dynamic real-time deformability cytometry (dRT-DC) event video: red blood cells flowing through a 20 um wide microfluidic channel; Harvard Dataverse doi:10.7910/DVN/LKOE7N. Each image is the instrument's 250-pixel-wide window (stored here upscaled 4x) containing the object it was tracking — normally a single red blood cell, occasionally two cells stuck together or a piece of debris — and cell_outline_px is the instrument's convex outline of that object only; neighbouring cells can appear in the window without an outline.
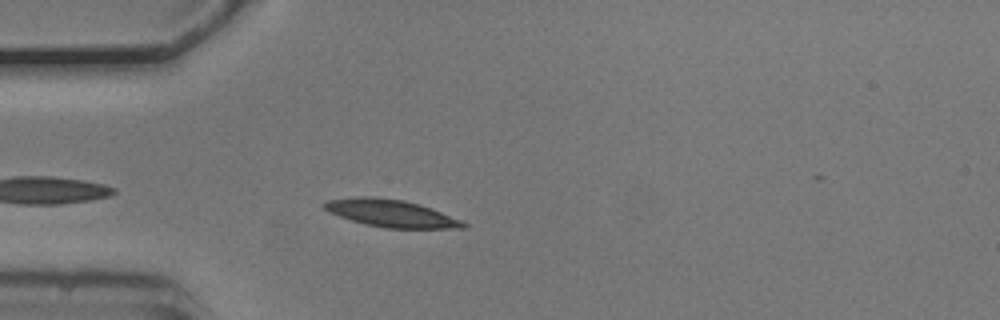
{"species": "common noctule bat (a hibernating species)", "species_latin": "Nyctalus noctula", "temperature_condition": "cold", "stored_images_in_passage": 37, "camera_frame_rate_fps": 3000, "um_per_image_px": 0.085, "animal": {"sex": "male", "body_mass_g": 20.5, "forearm_length_mm": 52.5}, "frame": {"image": 1, "passage_image": 3, "time_ms": 0.667, "image_size_px": [1000, 320], "cell_outline_px": [[468, 228], [384, 228], [364, 224], [328, 212], [324, 208], [324, 204], [328, 200], [360, 196], [376, 196], [404, 200], [420, 204], [432, 208], [464, 220], [468, 224]], "centroid_in_image_um": [33.31, 18.13], "position_along_channel_um": 51.7, "area_um2": 22.37}}
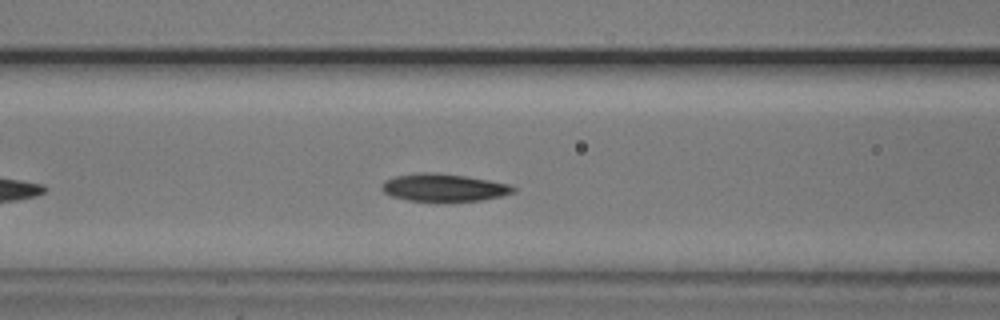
{"frame": {"image": 2, "passage_image": 10, "time_ms": 3.0, "image_size_px": [1000, 320], "cell_outline_px": [[516, 192], [500, 196], [480, 200], [444, 204], [408, 200], [392, 196], [384, 192], [380, 188], [384, 180], [396, 176], [420, 172], [432, 172], [468, 176], [508, 184], [516, 188]], "centroid_in_image_um": [37.71, 15.98], "position_along_channel_um": 128.9, "area_um2": 21.85}}
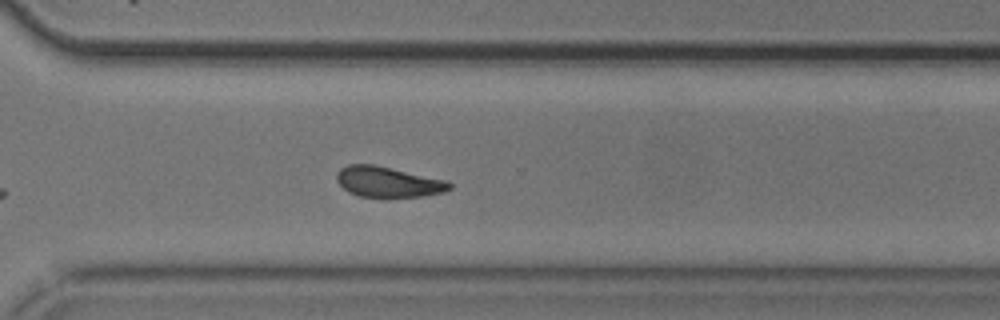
{"frame": {"image": 3, "passage_image": 27, "time_ms": 8.667, "image_size_px": [1000, 320], "cell_outline_px": [[452, 188], [444, 192], [424, 196], [360, 196], [348, 192], [336, 180], [336, 172], [340, 168], [348, 164], [376, 164], [448, 180], [452, 184]], "centroid_in_image_um": [33.0, 15.43], "position_along_channel_um": 337.6, "area_um2": 20.17}, "authors_computed_cell_mechanics": {"area_um2": 20.7502, "velocity_mm_per_s": 3.6942, "shape_relaxation_time_tau1_ms": 3.7173, "shape_relaxation_time_tau2_ms": 4.371, "deformation_change_tau1": 0.1106, "deformation_change_tau2": 0.1128}}